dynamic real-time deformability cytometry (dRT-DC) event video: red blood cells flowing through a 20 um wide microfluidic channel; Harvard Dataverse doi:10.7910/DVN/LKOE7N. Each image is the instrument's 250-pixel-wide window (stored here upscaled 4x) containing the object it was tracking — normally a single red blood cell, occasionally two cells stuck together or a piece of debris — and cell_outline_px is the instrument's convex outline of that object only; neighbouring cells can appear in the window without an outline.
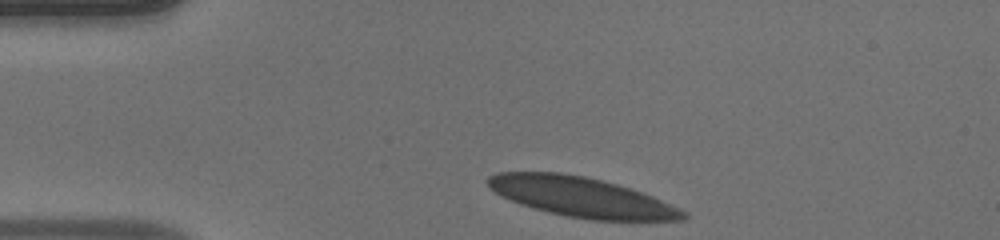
{"species": "human", "species_latin": "Homo sapiens", "temperature_condition": "warm", "stored_images_in_passage": 33, "camera_frame_rate_fps": 3000, "um_per_image_px": 0.085, "donor": {"sex": "male"}, "frame": {"image": 1, "passage_image": 1, "time_ms": 0.0, "image_size_px": [1000, 240], "cell_outline_px": [[688, 216], [684, 220], [592, 220], [568, 216], [548, 212], [520, 204], [496, 192], [488, 184], [488, 176], [500, 172], [560, 172], [584, 176], [616, 184], [652, 196], [684, 212]], "centroid_in_image_um": [49.4, 16.74], "position_along_channel_um": 35.6, "area_um2": 44.33}}
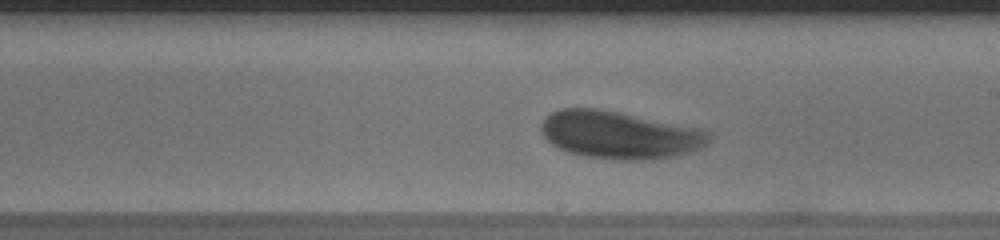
{"frame": {"image": 2, "passage_image": 19, "time_ms": 6.0, "image_size_px": [1000, 240], "cell_outline_px": [[712, 140], [700, 148], [676, 156], [652, 160], [620, 160], [588, 156], [568, 152], [556, 148], [540, 132], [540, 124], [544, 116], [560, 108], [600, 108], [696, 128], [712, 132]], "centroid_in_image_um": [52.63, 11.47], "position_along_channel_um": 236.4, "area_um2": 46.7}}
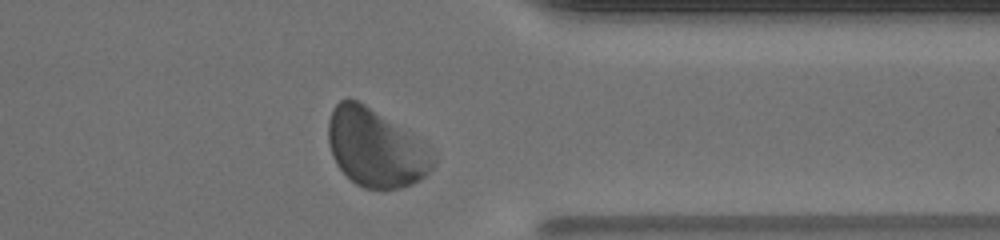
{"frame": {"image": 3, "passage_image": 30, "time_ms": 9.667, "image_size_px": [1000, 240], "cell_outline_px": [[436, 164], [424, 176], [412, 184], [400, 188], [364, 188], [356, 184], [336, 164], [332, 156], [328, 144], [328, 120], [332, 108], [340, 100], [348, 96], [364, 104], [412, 136], [436, 156]], "centroid_in_image_um": [31.87, 12.58], "position_along_channel_um": 379.5, "area_um2": 46.76}, "authors_computed_cell_mechanics": {"area_um2": 45.2574, "velocity_mm_per_s": 4.0772, "shape_relaxation_time_tau1_ms": 2.1433, "shape_relaxation_time_tau2_ms": 8.1565, "deformation_change_tau1": 0.0915, "deformation_change_tau2": 0.141}}